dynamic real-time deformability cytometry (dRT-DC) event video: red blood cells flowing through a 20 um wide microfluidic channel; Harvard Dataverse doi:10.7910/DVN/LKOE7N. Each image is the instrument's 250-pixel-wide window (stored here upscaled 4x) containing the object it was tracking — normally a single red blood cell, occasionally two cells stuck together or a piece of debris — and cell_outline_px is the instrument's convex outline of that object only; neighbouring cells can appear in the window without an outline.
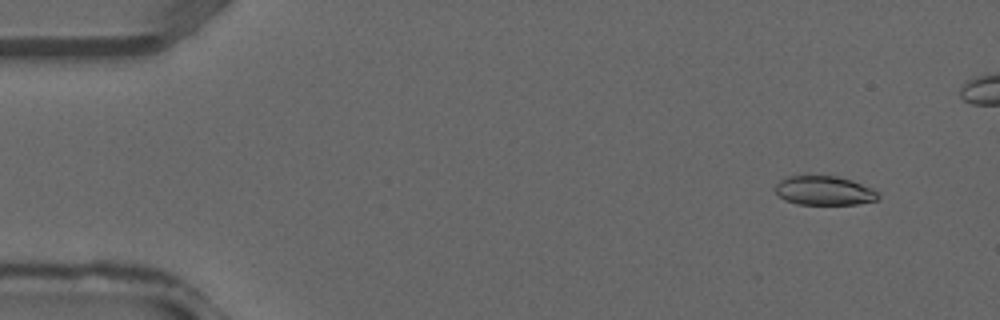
{"species": "common noctule bat (a hibernating species)", "species_latin": "Nyctalus noctula", "temperature_condition": "warm", "stored_images_in_passage": 33, "camera_frame_rate_fps": 3000, "um_per_image_px": 0.085, "animal": {"sex": "male", "forearm_length_mm": 52.5}, "frame": {"image": 1, "passage_image": 2, "time_ms": 0.333, "image_size_px": [1000, 320], "cell_outline_px": [[880, 196], [876, 200], [856, 204], [796, 204], [784, 200], [776, 192], [776, 184], [780, 180], [788, 176], [804, 172], [836, 176], [852, 180], [872, 188], [880, 192]], "centroid_in_image_um": [70.03, 16.15], "position_along_channel_um": 15.0, "area_um2": 18.15}}
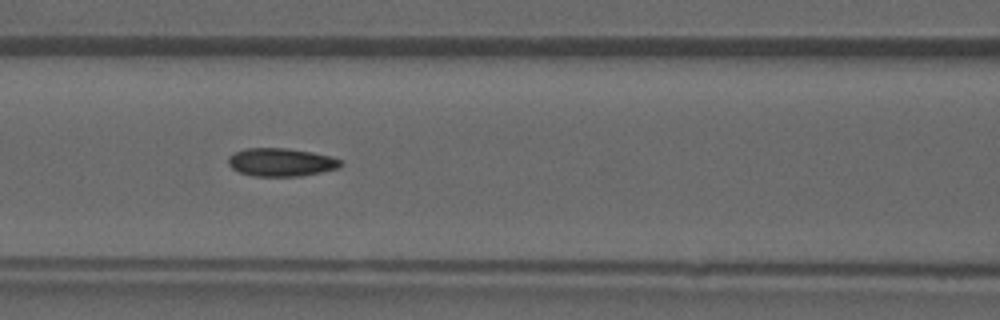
{"frame": {"image": 2, "passage_image": 15, "time_ms": 4.667, "image_size_px": [1000, 320], "cell_outline_px": [[344, 164], [340, 168], [300, 176], [252, 176], [240, 172], [232, 168], [228, 164], [228, 156], [232, 152], [244, 148], [288, 148], [312, 152], [332, 156], [340, 160]], "centroid_in_image_um": [23.88, 13.78], "position_along_channel_um": 142.7, "area_um2": 18.67}}
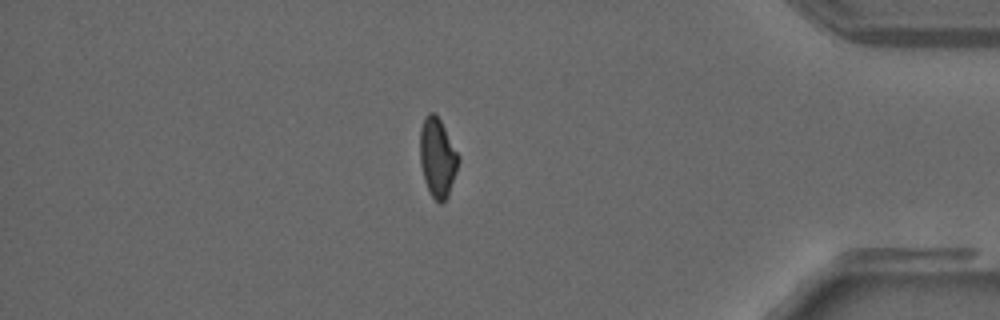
{"frame": {"image": 3, "passage_image": 31, "time_ms": 10.0, "image_size_px": [1000, 320], "cell_outline_px": [[460, 160], [448, 196], [440, 204], [432, 196], [424, 180], [420, 164], [420, 128], [424, 116], [428, 112], [436, 112], [460, 156]], "centroid_in_image_um": [37.18, 13.34], "position_along_channel_um": 398.0, "area_um2": 17.86}}